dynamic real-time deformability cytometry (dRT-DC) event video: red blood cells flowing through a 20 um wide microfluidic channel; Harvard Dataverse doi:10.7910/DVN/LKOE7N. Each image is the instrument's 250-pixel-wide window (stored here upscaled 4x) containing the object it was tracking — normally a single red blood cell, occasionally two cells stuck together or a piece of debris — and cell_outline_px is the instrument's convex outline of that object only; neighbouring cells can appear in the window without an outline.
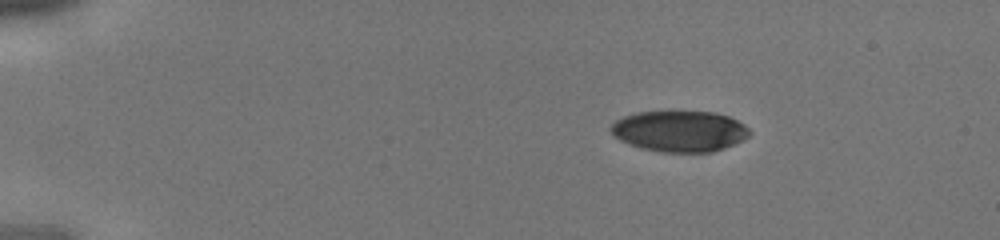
{"species": "human", "species_latin": "Homo sapiens", "temperature_condition": "cold", "stored_images_in_passage": 36, "camera_frame_rate_fps": 3000, "um_per_image_px": 0.085, "donor": {"sex": "male"}, "frame": {"image": 1, "passage_image": 1, "time_ms": 0.0, "image_size_px": [1000, 240], "cell_outline_px": [[752, 132], [744, 140], [724, 148], [712, 152], [660, 152], [640, 148], [620, 140], [612, 136], [608, 128], [616, 120], [624, 116], [636, 112], [716, 112], [728, 116], [744, 124]], "centroid_in_image_um": [57.75, 11.16], "position_along_channel_um": 27.2, "area_um2": 33.29}}
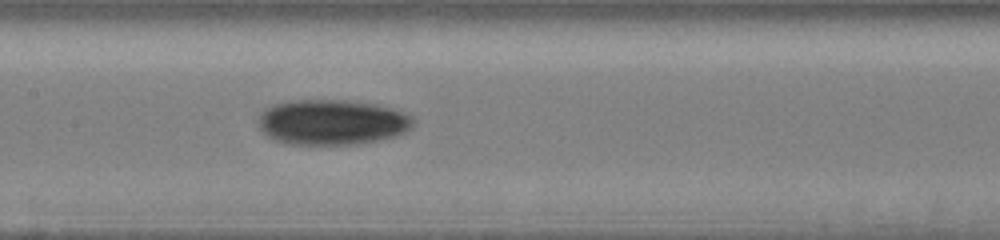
{"frame": {"image": 2, "passage_image": 16, "time_ms": 5.0, "image_size_px": [1000, 240], "cell_outline_px": [[412, 128], [396, 136], [356, 144], [288, 144], [272, 140], [260, 128], [260, 112], [264, 108], [272, 104], [288, 100], [348, 100], [376, 104], [392, 108], [412, 116]], "centroid_in_image_um": [28.19, 10.37], "position_along_channel_um": 179.2, "area_um2": 40.98}}
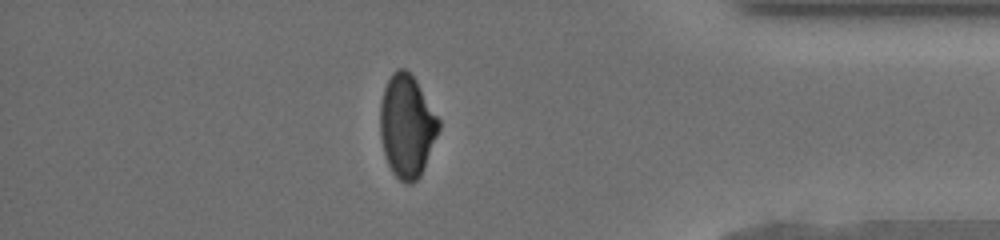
{"frame": {"image": 3, "passage_image": 31, "time_ms": 10.0, "image_size_px": [1000, 240], "cell_outline_px": [[440, 128], [420, 176], [412, 184], [408, 184], [400, 180], [392, 172], [388, 164], [384, 152], [380, 136], [380, 104], [384, 88], [392, 72], [396, 68], [404, 68], [416, 80], [440, 120]], "centroid_in_image_um": [34.57, 10.71], "position_along_channel_um": 400.6, "area_um2": 34.85}}